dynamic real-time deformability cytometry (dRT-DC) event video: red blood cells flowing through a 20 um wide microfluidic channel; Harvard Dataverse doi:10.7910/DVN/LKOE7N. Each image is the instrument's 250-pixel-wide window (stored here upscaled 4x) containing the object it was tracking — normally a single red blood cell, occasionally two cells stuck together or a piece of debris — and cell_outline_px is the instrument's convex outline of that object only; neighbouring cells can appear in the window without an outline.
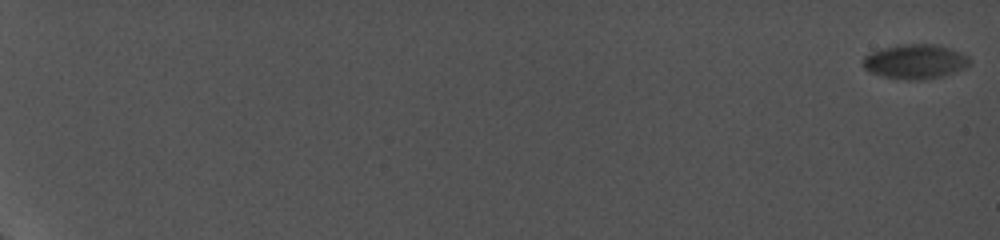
{"species": "common noctule bat (a hibernating species)", "species_latin": "Nyctalus noctula", "temperature_condition": "cold", "stored_images_in_passage": 38, "camera_frame_rate_fps": 5000, "um_per_image_px": 0.085, "animal": {"sex": "female", "body_mass_g": 19.0, "forearm_length_mm": 56.7}, "frame": {"image": 1, "passage_image": 1, "time_ms": 0.0, "image_size_px": [1000, 240], "cell_outline_px": [[972, 60], [964, 68], [940, 76], [924, 80], [904, 80], [884, 76], [868, 72], [864, 68], [864, 56], [872, 52], [884, 48], [904, 44], [936, 44], [948, 48], [968, 56]], "centroid_in_image_um": [77.78, 5.24], "position_along_channel_um": 7.2, "area_um2": 21.15}}
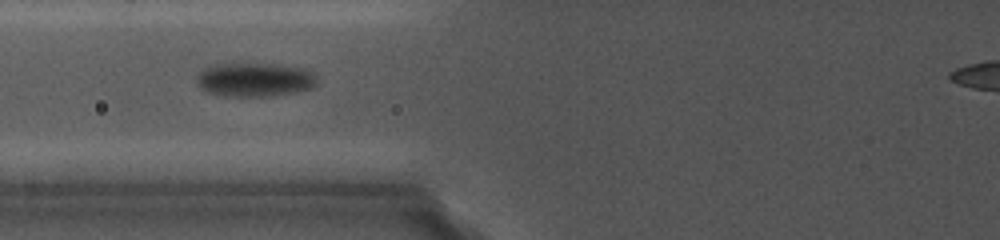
{"frame": {"image": 2, "passage_image": 18, "time_ms": 10.0, "image_size_px": [1000, 240], "cell_outline_px": [[316, 84], [312, 88], [296, 92], [272, 96], [228, 96], [204, 92], [200, 88], [200, 72], [204, 68], [216, 64], [276, 64], [304, 68], [312, 72], [316, 76]], "centroid_in_image_um": [21.7, 6.78], "position_along_channel_um": 104.1, "area_um2": 23.58}}
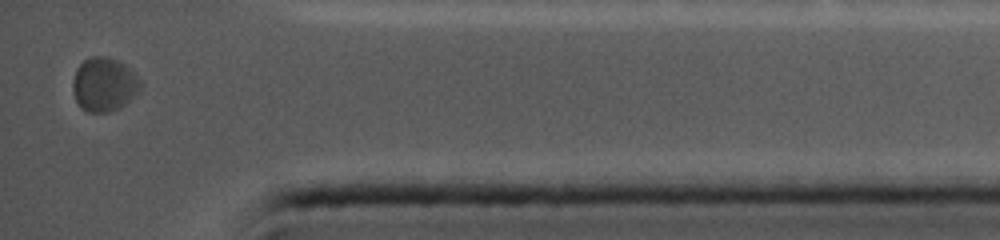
{"frame": {"image": 3, "passage_image": 38, "time_ms": 18.8, "image_size_px": [1000, 240], "cell_outline_px": [[140, 88], [120, 108], [108, 112], [88, 112], [80, 108], [76, 100], [72, 88], [72, 84], [76, 68], [84, 60], [92, 56], [108, 56], [120, 60], [140, 80]], "centroid_in_image_um": [8.8, 7.16], "position_along_channel_um": 426.4, "area_um2": 21.1}}